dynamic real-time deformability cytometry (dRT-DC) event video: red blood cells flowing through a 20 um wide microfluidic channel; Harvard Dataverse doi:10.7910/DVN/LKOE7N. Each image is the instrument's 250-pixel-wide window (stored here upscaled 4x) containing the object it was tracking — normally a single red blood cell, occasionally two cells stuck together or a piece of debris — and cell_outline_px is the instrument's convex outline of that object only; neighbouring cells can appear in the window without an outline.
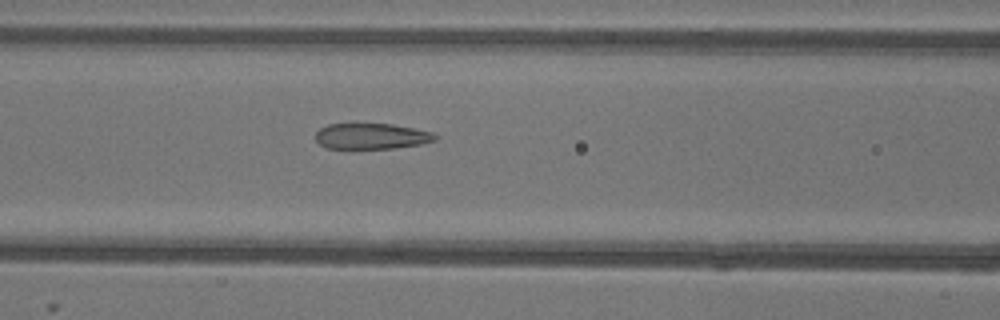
{"species": "common noctule bat (a hibernating species)", "species_latin": "Nyctalus noctula", "temperature_condition": "warm", "stored_images_in_passage": 11, "camera_frame_rate_fps": 3000, "um_per_image_px": 0.085, "animal": {"sex": "female"}, "frame": {"image": 1, "passage_image": 10, "time_ms": 3.0, "image_size_px": [1000, 320], "cell_outline_px": [[440, 136], [436, 140], [420, 144], [392, 148], [352, 152], [324, 148], [316, 140], [316, 132], [320, 128], [328, 124], [356, 120], [392, 124], [432, 132]], "centroid_in_image_um": [31.46, 11.58], "position_along_channel_um": 135.1, "area_um2": 19.77}}